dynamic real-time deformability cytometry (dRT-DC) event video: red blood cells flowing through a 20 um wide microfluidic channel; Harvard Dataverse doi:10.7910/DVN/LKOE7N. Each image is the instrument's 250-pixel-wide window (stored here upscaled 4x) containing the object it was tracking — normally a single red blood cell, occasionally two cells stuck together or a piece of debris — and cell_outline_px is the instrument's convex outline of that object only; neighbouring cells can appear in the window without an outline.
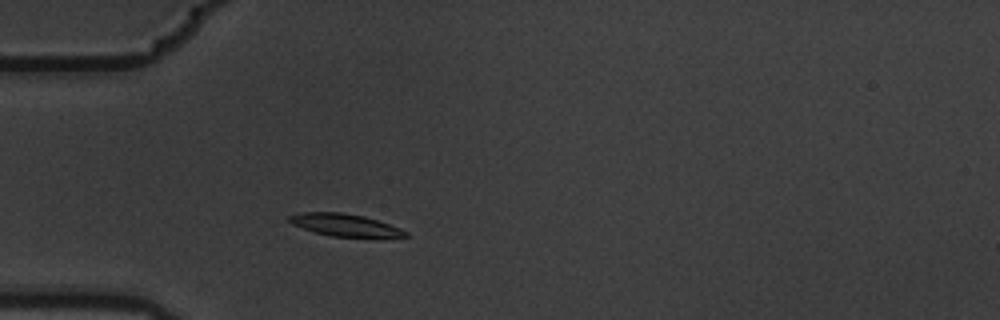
{"species": "common noctule bat (a hibernating species)", "species_latin": "Nyctalus noctula", "temperature_condition": "warm", "stored_images_in_passage": 3, "camera_frame_rate_fps": 3000, "um_per_image_px": 0.085, "animal": {"sex": "male", "body_mass_g": 19.5, "forearm_length_mm": 54.6}, "frame": {"image": 1, "passage_image": 3, "time_ms": 0.667, "image_size_px": [1000, 320], "cell_outline_px": [[408, 236], [332, 236], [316, 232], [292, 224], [288, 220], [288, 216], [304, 212], [340, 212], [364, 216], [400, 228], [408, 232]], "centroid_in_image_um": [29.27, 19.1], "position_along_channel_um": 55.7, "area_um2": 14.57}}